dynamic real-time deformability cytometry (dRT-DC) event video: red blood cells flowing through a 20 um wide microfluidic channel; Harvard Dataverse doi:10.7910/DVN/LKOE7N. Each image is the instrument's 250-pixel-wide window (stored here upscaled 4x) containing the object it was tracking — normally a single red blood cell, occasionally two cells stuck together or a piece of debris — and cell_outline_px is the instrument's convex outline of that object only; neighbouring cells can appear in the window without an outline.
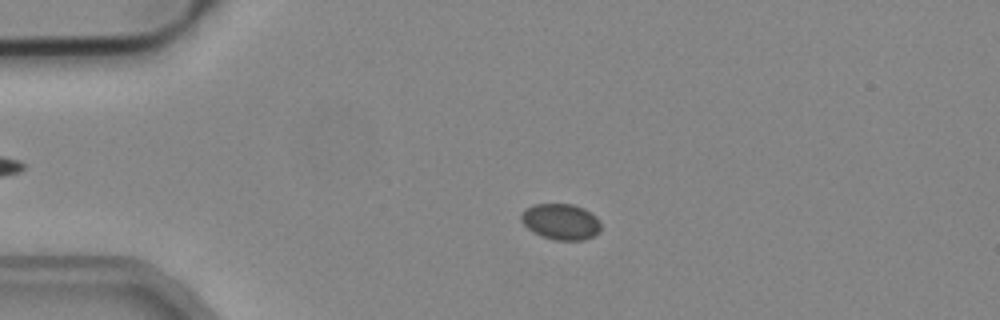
{"species": "common noctule bat (a hibernating species)", "species_latin": "Nyctalus noctula", "temperature_condition": "cold", "stored_images_in_passage": 54, "camera_frame_rate_fps": 3000, "um_per_image_px": 0.085, "animal": {"sex": "male", "body_mass_g": 19.2, "forearm_length_mm": 51.8}, "frame": {"image": 1, "passage_image": 12, "time_ms": 3.667, "image_size_px": [1000, 320], "cell_outline_px": [[600, 228], [592, 236], [584, 240], [556, 240], [544, 236], [528, 228], [520, 220], [520, 216], [528, 208], [536, 204], [572, 204], [584, 208], [596, 216], [600, 220]], "centroid_in_image_um": [47.7, 18.83], "position_along_channel_um": 37.3, "area_um2": 16.36}}
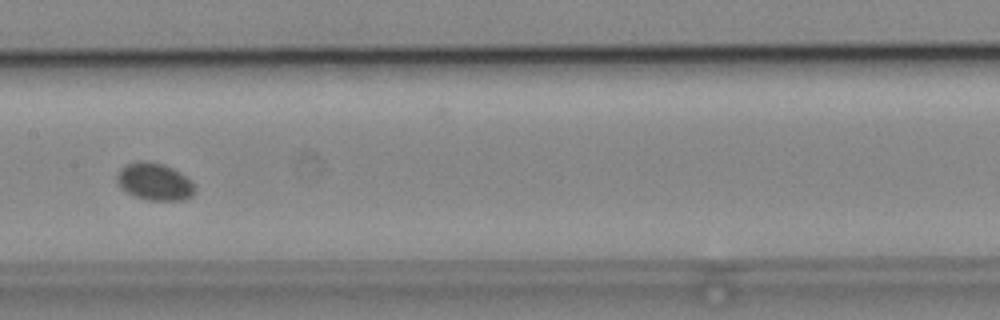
{"frame": {"image": 2, "passage_image": 27, "time_ms": 8.667, "image_size_px": [1000, 320], "cell_outline_px": [[196, 192], [192, 196], [184, 200], [148, 200], [136, 196], [120, 188], [116, 180], [116, 176], [120, 168], [128, 164], [140, 160], [164, 164], [180, 172], [192, 184]], "centroid_in_image_um": [13.11, 15.44], "position_along_channel_um": 194.3, "area_um2": 16.76}}
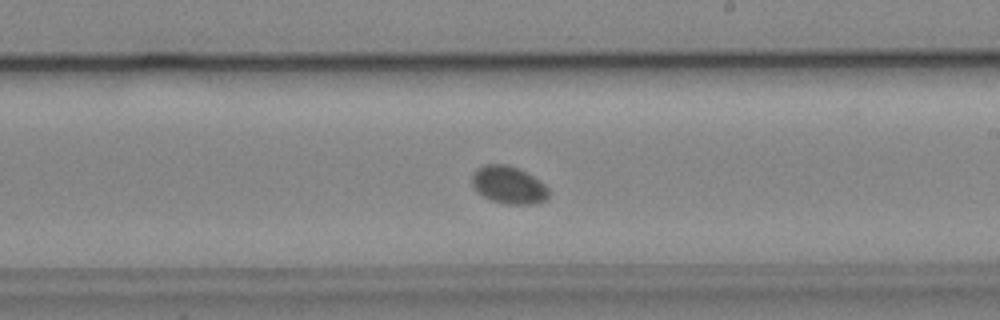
{"frame": {"image": 3, "passage_image": 31, "time_ms": 10.0, "image_size_px": [1000, 320], "cell_outline_px": [[548, 196], [544, 200], [536, 204], [504, 204], [492, 200], [476, 192], [472, 184], [472, 172], [476, 168], [484, 164], [508, 164], [532, 176], [544, 184], [548, 188]], "centroid_in_image_um": [43.18, 15.72], "position_along_channel_um": 245.8, "area_um2": 16.76}}